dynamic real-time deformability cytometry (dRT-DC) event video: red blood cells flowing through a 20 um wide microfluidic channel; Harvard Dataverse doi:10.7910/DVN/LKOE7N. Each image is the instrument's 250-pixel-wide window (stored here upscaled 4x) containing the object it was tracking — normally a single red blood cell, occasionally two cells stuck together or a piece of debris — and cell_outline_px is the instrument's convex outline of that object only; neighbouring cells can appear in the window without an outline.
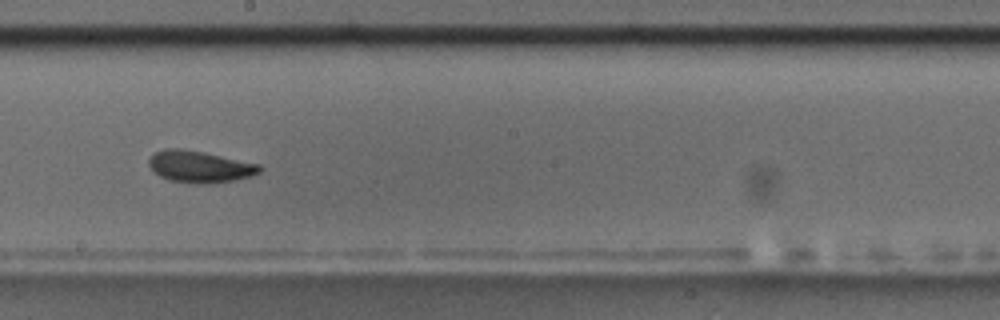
{"species": "common noctule bat (a hibernating species)", "species_latin": "Nyctalus noctula", "temperature_condition": "room temperature", "stored_images_in_passage": 12, "camera_frame_rate_fps": 3000, "um_per_image_px": 0.085, "animal": {"sex": "male", "body_mass_g": 17.5, "forearm_length_mm": 52.3}, "frame": {"image": 1, "passage_image": 9, "time_ms": 10.333, "image_size_px": [1000, 320], "cell_outline_px": [[264, 168], [260, 172], [252, 176], [236, 180], [200, 184], [196, 184], [168, 180], [160, 176], [148, 164], [148, 160], [156, 152], [168, 148], [180, 148], [204, 152], [260, 164]], "centroid_in_image_um": [17.02, 14.17], "position_along_channel_um": 231.2, "area_um2": 20.46}}
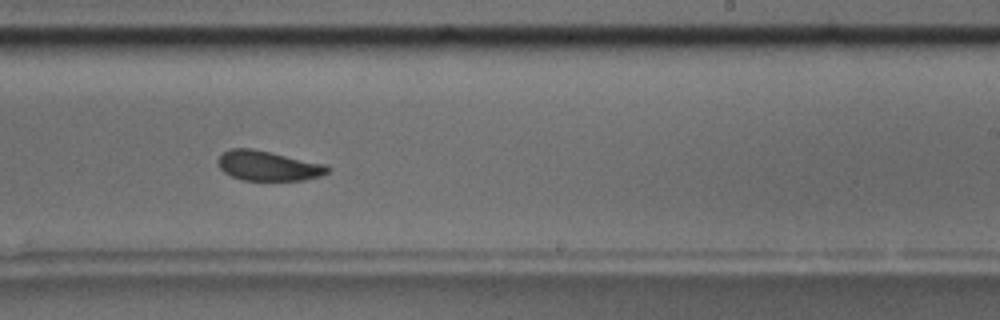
{"frame": {"image": 2, "passage_image": 10, "time_ms": 11.333, "image_size_px": [1000, 320], "cell_outline_px": [[332, 168], [328, 172], [320, 176], [304, 180], [244, 180], [232, 176], [224, 172], [220, 168], [216, 160], [228, 148], [252, 148], [324, 164]], "centroid_in_image_um": [22.77, 14.09], "position_along_channel_um": 266.2, "area_um2": 18.96}}